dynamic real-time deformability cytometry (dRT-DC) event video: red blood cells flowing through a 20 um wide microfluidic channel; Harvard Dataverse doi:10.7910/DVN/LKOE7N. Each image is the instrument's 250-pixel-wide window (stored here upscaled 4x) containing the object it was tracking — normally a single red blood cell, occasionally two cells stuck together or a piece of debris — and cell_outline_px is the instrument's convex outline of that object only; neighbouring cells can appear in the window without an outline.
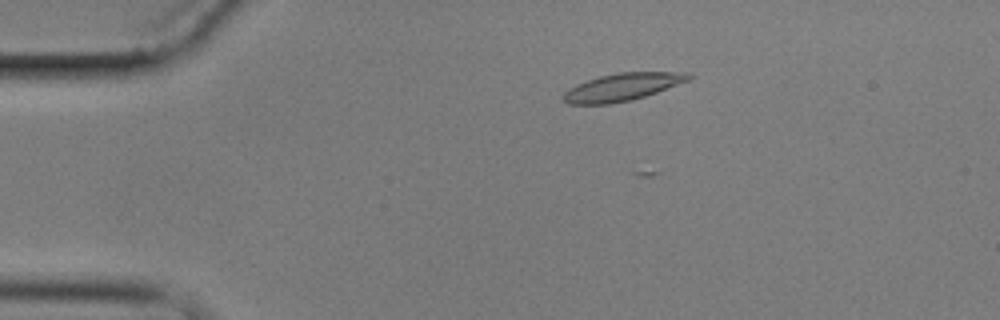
{"species": "common noctule bat (a hibernating species)", "species_latin": "Nyctalus noctula", "temperature_condition": "cold", "stored_images_in_passage": 6, "camera_frame_rate_fps": 3000, "um_per_image_px": 0.085, "animal": {"sex": "male", "body_mass_g": 17.9}, "frame": {"image": 1, "passage_image": 3, "time_ms": 3.333, "image_size_px": [1000, 320], "cell_outline_px": [[696, 76], [688, 80], [656, 92], [632, 100], [608, 104], [568, 104], [560, 100], [560, 96], [568, 88], [576, 84], [600, 76], [620, 72], [692, 72]], "centroid_in_image_um": [52.87, 7.4], "position_along_channel_um": 32.1, "area_um2": 20.23}}